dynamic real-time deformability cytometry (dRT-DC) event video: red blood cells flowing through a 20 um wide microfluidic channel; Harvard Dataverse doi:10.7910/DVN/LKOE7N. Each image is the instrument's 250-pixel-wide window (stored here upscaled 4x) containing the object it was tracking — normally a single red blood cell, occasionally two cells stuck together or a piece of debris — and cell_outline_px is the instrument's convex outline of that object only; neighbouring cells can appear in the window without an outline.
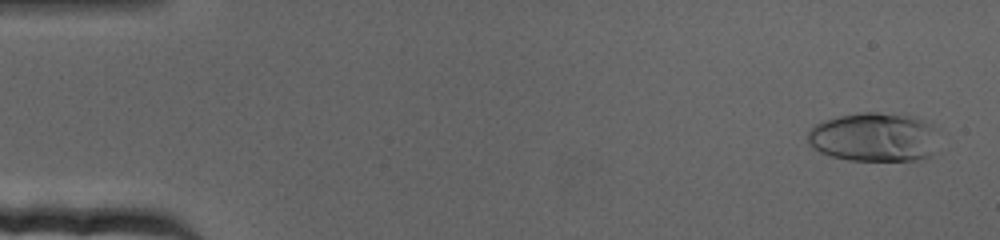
{"species": "human", "species_latin": "Homo sapiens", "temperature_condition": "cold", "stored_images_in_passage": 71, "camera_frame_rate_fps": 3000, "um_per_image_px": 0.085, "donor": {"sex": "female"}, "frame": {"image": 1, "passage_image": 3, "time_ms": 0.667, "image_size_px": [1000, 240], "cell_outline_px": [[932, 156], [920, 160], [848, 160], [832, 156], [820, 152], [808, 140], [808, 132], [816, 124], [840, 116], [860, 112], [876, 112], [912, 116], [932, 124]], "centroid_in_image_um": [74.26, 11.66], "position_along_channel_um": 10.7, "area_um2": 36.59}}
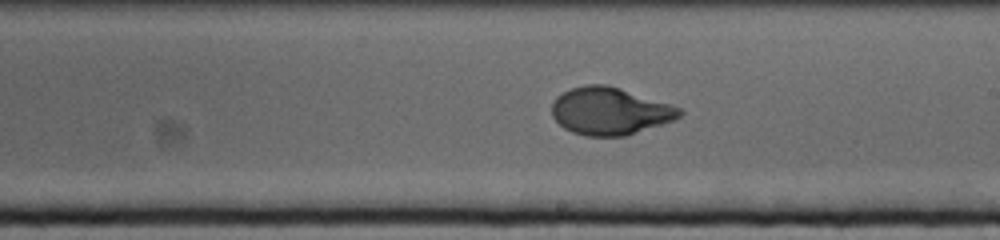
{"frame": {"image": 2, "passage_image": 41, "time_ms": 13.333, "image_size_px": [1000, 240], "cell_outline_px": [[684, 112], [680, 116], [672, 120], [624, 136], [584, 136], [572, 132], [564, 128], [552, 116], [552, 104], [556, 96], [572, 88], [588, 84], [604, 84], [620, 88], [672, 104], [680, 108]], "centroid_in_image_um": [51.82, 9.44], "position_along_channel_um": 237.2, "area_um2": 35.03}}
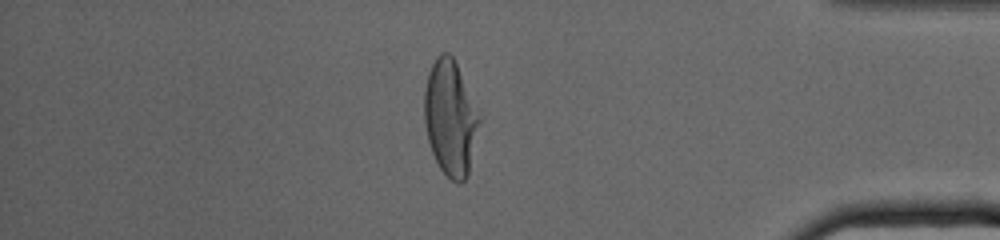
{"frame": {"image": 3, "passage_image": 61, "time_ms": 20.0, "image_size_px": [1000, 240], "cell_outline_px": [[480, 120], [468, 176], [460, 184], [456, 184], [440, 168], [432, 152], [428, 140], [424, 120], [424, 92], [428, 72], [436, 56], [440, 52], [448, 52], [452, 56], [456, 64], [480, 116]], "centroid_in_image_um": [38.26, 10.03], "position_along_channel_um": 396.9, "area_um2": 36.59}}